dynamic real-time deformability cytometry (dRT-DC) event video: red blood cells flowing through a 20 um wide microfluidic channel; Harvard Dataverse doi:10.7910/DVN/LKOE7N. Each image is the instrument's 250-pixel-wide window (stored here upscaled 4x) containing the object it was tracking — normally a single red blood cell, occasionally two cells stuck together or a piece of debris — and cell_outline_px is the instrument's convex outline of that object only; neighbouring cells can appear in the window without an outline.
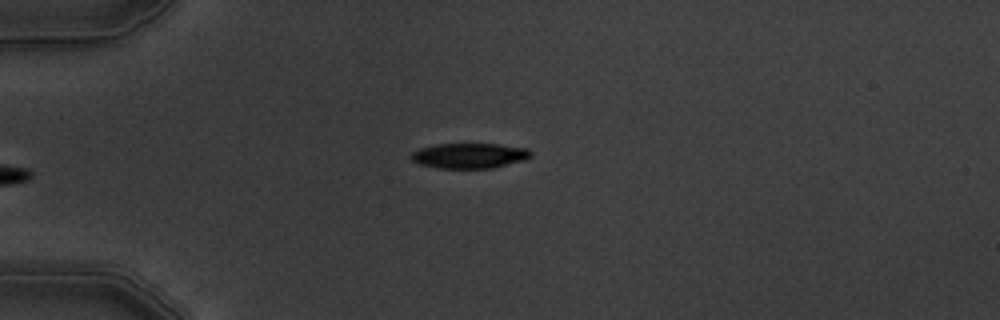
{"species": "common noctule bat (a hibernating species)", "species_latin": "Nyctalus noctula", "temperature_condition": "warm", "stored_images_in_passage": 6, "camera_frame_rate_fps": 3000, "um_per_image_px": 0.085, "animal": {"sex": "male", "body_mass_g": 19.5, "forearm_length_mm": 54.6}, "frame": {"image": 1, "passage_image": 6, "time_ms": 5.667, "image_size_px": [1000, 320], "cell_outline_px": [[532, 156], [528, 160], [492, 168], [436, 168], [420, 164], [412, 160], [408, 156], [412, 152], [420, 148], [436, 144], [500, 144], [528, 148], [532, 152]], "centroid_in_image_um": [39.94, 13.23], "position_along_channel_um": 45.1, "area_um2": 17.86}}